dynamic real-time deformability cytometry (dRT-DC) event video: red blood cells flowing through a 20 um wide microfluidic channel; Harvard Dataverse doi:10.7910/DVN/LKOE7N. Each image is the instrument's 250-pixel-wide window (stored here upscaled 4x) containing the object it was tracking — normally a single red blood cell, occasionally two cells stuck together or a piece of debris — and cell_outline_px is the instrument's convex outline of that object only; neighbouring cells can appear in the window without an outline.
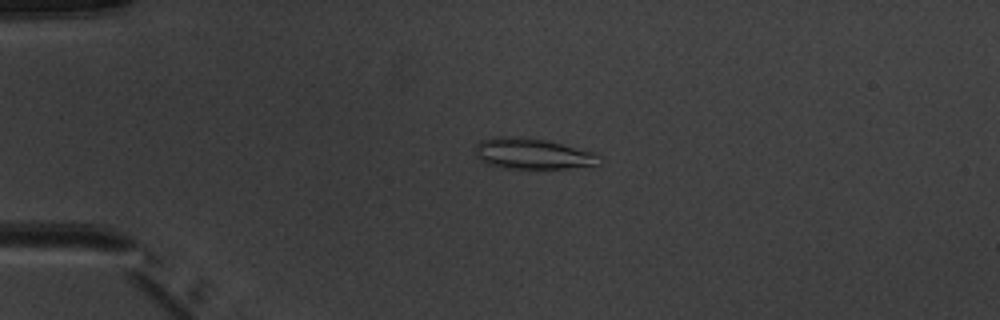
{"species": "common noctule bat (a hibernating species)", "species_latin": "Nyctalus noctula", "temperature_condition": "warm", "stored_images_in_passage": 6, "camera_frame_rate_fps": 3000, "um_per_image_px": 0.085, "animal": {"sex": "male", "body_mass_g": 20.1, "forearm_length_mm": 53.5}, "frame": {"image": 1, "passage_image": 4, "time_ms": 3.667, "image_size_px": [1000, 320], "cell_outline_px": [[604, 160], [600, 164], [592, 168], [504, 168], [488, 164], [480, 160], [476, 156], [476, 144], [480, 140], [496, 136], [524, 136], [544, 140], [592, 152], [600, 156]], "centroid_in_image_um": [45.31, 13.08], "position_along_channel_um": 39.7, "area_um2": 22.6}}
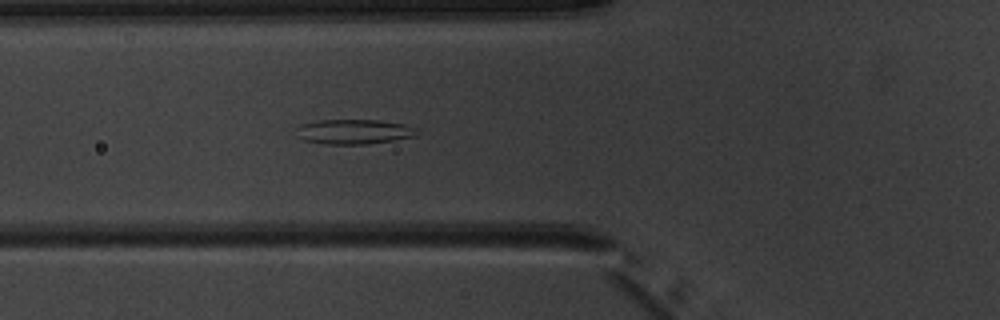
{"frame": {"image": 2, "passage_image": 6, "time_ms": 6.0, "image_size_px": [1000, 320], "cell_outline_px": [[420, 132], [416, 136], [396, 140], [368, 144], [328, 144], [304, 140], [296, 136], [292, 128], [300, 124], [320, 120], [380, 120], [404, 124], [416, 128]], "centroid_in_image_um": [30.05, 11.19], "position_along_channel_um": 95.7, "area_um2": 17.8}}